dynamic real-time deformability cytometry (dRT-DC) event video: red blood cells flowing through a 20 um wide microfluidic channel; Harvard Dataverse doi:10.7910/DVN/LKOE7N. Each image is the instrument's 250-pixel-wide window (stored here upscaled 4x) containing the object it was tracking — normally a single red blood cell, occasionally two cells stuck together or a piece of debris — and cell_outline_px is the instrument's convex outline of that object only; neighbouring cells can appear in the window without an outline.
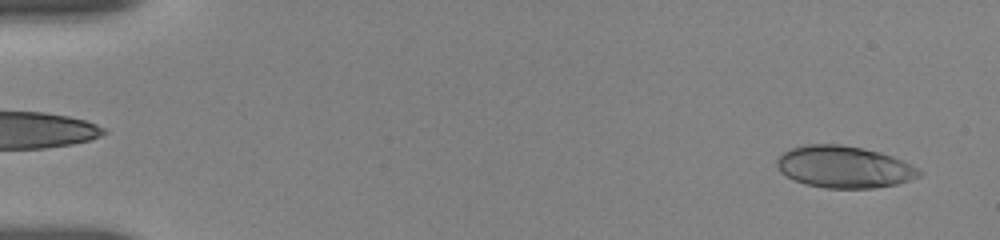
{"species": "human", "species_latin": "Homo sapiens", "temperature_condition": "room temperature", "stored_images_in_passage": 54, "camera_frame_rate_fps": 3000, "um_per_image_px": 0.085, "donor": {"sex": "female"}, "frame": {"image": 1, "passage_image": 2, "time_ms": 0.333, "image_size_px": [1000, 240], "cell_outline_px": [[924, 172], [920, 176], [896, 184], [872, 188], [824, 188], [804, 184], [780, 172], [776, 164], [776, 160], [784, 152], [792, 148], [808, 144], [840, 144], [880, 152], [892, 156]], "centroid_in_image_um": [71.72, 14.19], "position_along_channel_um": 13.3, "area_um2": 34.39}}
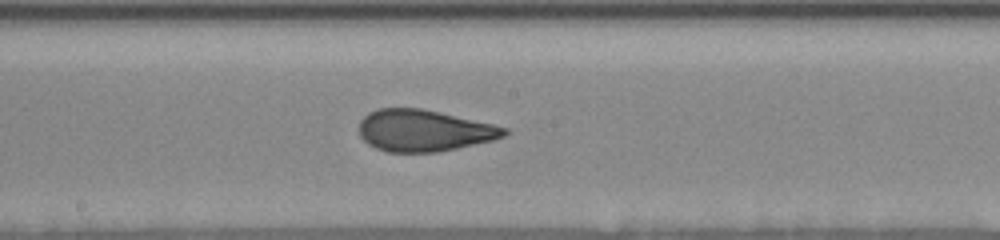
{"frame": {"image": 2, "passage_image": 29, "time_ms": 9.333, "image_size_px": [1000, 240], "cell_outline_px": [[512, 132], [504, 136], [492, 140], [456, 148], [436, 152], [388, 152], [376, 148], [368, 144], [360, 136], [360, 120], [368, 112], [380, 108], [420, 108], [440, 112], [492, 124], [508, 128]], "centroid_in_image_um": [36.03, 11.09], "position_along_channel_um": 212.2, "area_um2": 35.08}}
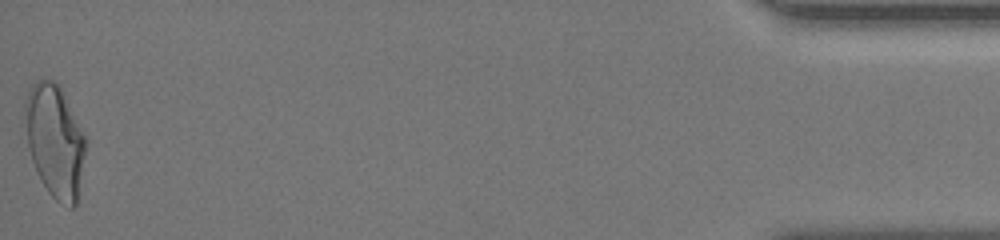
{"frame": {"image": 3, "passage_image": 54, "time_ms": 17.667, "image_size_px": [1000, 240], "cell_outline_px": [[88, 140], [76, 204], [72, 208], [60, 204], [48, 192], [40, 180], [36, 172], [28, 148], [24, 108], [24, 100], [32, 84], [40, 76], [56, 80], [64, 92]], "centroid_in_image_um": [4.67, 11.92], "position_along_channel_um": 430.5, "area_um2": 40.63}, "authors_computed_cell_mechanics": {"area_um2": 35.7493, "velocity_mm_per_s": 3.6581, "shape_relaxation_time_tau1_ms": 5.4184, "shape_relaxation_time_tau2_ms": 1.0702, "deformation_change_tau1": 0.1865, "deformation_change_tau2": 0.0864}}